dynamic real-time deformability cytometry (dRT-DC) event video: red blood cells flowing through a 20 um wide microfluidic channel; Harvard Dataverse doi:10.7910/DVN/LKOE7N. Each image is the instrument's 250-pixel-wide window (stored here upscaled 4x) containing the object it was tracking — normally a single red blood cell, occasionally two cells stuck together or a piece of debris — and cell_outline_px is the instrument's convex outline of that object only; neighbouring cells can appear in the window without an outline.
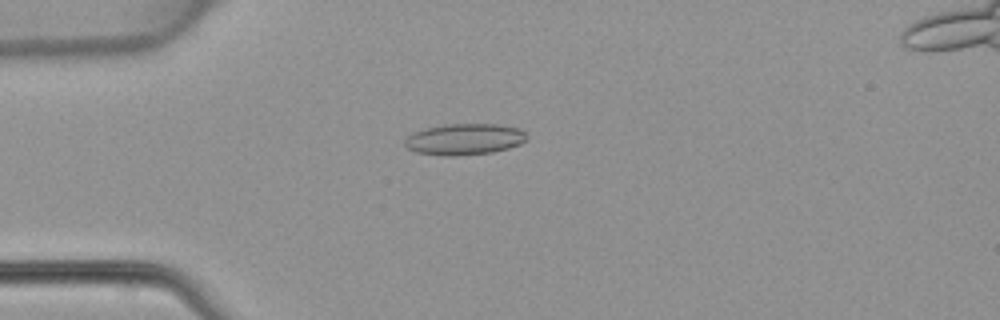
{"species": "common noctule bat (a hibernating species)", "species_latin": "Nyctalus noctula", "temperature_condition": "warm", "stored_images_in_passage": 48, "camera_frame_rate_fps": 3000, "um_per_image_px": 0.085, "animal": {"sex": "female", "body_mass_g": 22.7, "forearm_length_mm": 54.2}, "frame": {"image": 1, "passage_image": 13, "time_ms": 4.0, "image_size_px": [1000, 320], "cell_outline_px": [[528, 140], [520, 144], [508, 148], [492, 152], [456, 156], [440, 156], [416, 152], [408, 148], [404, 144], [404, 140], [408, 136], [416, 132], [428, 128], [448, 124], [496, 124], [520, 128], [528, 136]], "centroid_in_image_um": [39.51, 11.84], "position_along_channel_um": 45.5, "area_um2": 22.2}}
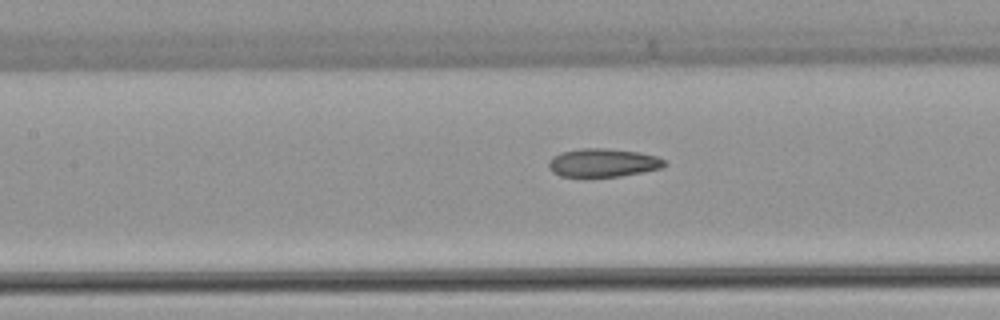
{"frame": {"image": 2, "passage_image": 22, "time_ms": 7.0, "image_size_px": [1000, 320], "cell_outline_px": [[668, 164], [660, 168], [620, 176], [560, 176], [552, 172], [548, 168], [548, 160], [552, 156], [560, 152], [580, 148], [604, 148], [640, 152], [656, 156], [664, 160]], "centroid_in_image_um": [51.21, 13.82], "position_along_channel_um": 156.2, "area_um2": 19.13}}
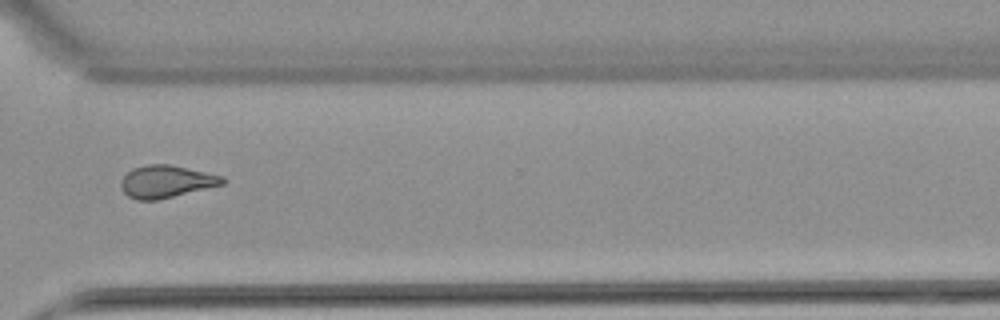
{"frame": {"image": 3, "passage_image": 36, "time_ms": 11.667, "image_size_px": [1000, 320], "cell_outline_px": [[228, 180], [224, 184], [156, 200], [136, 200], [128, 196], [120, 188], [120, 180], [132, 168], [148, 164], [168, 164], [224, 176]], "centroid_in_image_um": [14.11, 15.43], "position_along_channel_um": 356.5, "area_um2": 19.13}}